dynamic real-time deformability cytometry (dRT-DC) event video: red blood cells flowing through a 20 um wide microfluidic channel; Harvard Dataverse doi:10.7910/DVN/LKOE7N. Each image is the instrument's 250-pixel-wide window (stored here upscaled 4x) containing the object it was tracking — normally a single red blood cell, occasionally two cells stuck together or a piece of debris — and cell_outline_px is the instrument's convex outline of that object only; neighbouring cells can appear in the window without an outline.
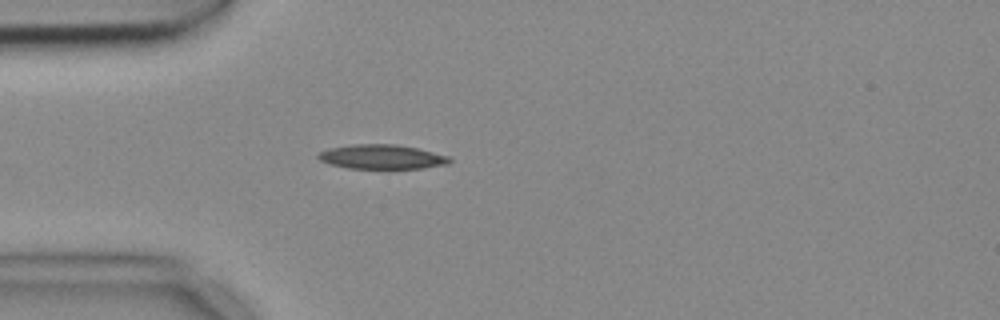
{"species": "common noctule bat (a hibernating species)", "species_latin": "Nyctalus noctula", "temperature_condition": "cold", "stored_images_in_passage": 3, "camera_frame_rate_fps": 3000, "um_per_image_px": 0.085, "animal": {"sex": "female", "body_mass_g": 18.4}, "frame": {"image": 1, "passage_image": 3, "time_ms": 0.667, "image_size_px": [1000, 320], "cell_outline_px": [[452, 160], [448, 164], [424, 168], [348, 168], [332, 164], [320, 160], [316, 156], [320, 152], [332, 148], [356, 144], [392, 144], [416, 148], [452, 156]], "centroid_in_image_um": [32.53, 13.33], "position_along_channel_um": 52.5, "area_um2": 18.44}}